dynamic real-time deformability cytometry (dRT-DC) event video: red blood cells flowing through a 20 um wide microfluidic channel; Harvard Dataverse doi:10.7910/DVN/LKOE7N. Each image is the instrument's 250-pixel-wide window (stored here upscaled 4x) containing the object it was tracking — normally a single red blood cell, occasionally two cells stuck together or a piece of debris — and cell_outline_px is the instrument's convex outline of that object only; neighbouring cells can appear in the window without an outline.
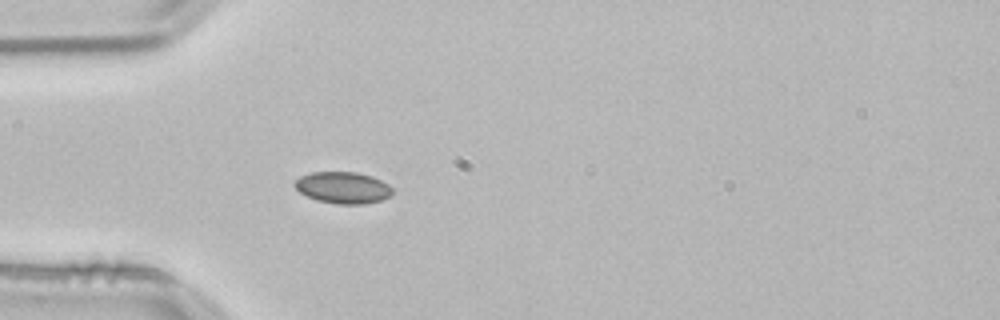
{"species": "common noctule bat (a hibernating species)", "species_latin": "Nyctalus noctula", "temperature_condition": "room temperature", "stored_images_in_passage": 39, "camera_frame_rate_fps": 3000, "um_per_image_px": 0.085, "animal": {"sex": "male", "body_mass_g": 21.5, "forearm_length_mm": 52.0}, "frame": {"image": 1, "passage_image": 1, "time_ms": 0.0, "image_size_px": [1000, 320], "cell_outline_px": [[392, 192], [388, 196], [380, 200], [364, 204], [336, 204], [316, 200], [300, 192], [292, 184], [300, 176], [312, 172], [356, 172], [372, 176], [388, 184], [392, 188]], "centroid_in_image_um": [29.12, 15.94], "position_along_channel_um": 55.9, "area_um2": 17.92}}
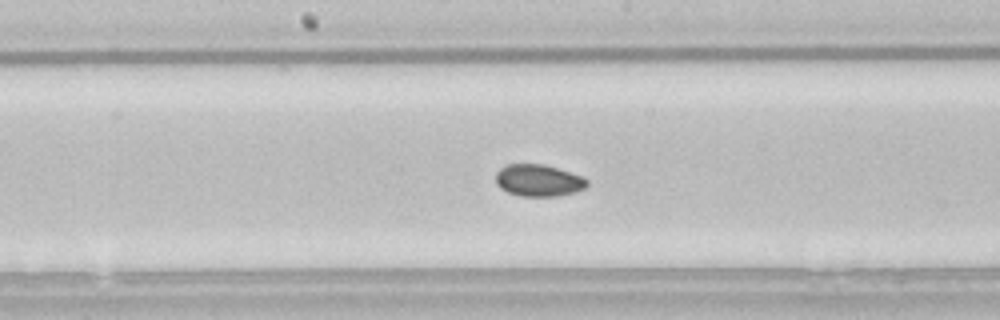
{"frame": {"image": 2, "passage_image": 13, "time_ms": 4.0, "image_size_px": [1000, 320], "cell_outline_px": [[588, 184], [584, 188], [576, 192], [556, 196], [520, 196], [508, 192], [500, 188], [496, 184], [496, 172], [500, 168], [508, 164], [544, 164], [584, 176], [588, 180]], "centroid_in_image_um": [45.78, 15.33], "position_along_channel_um": 202.4, "area_um2": 17.11}}
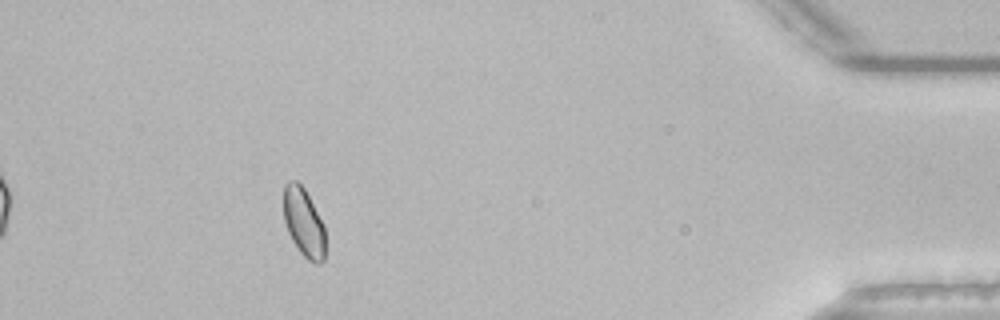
{"frame": {"image": 3, "passage_image": 34, "time_ms": 11.0, "image_size_px": [1000, 320], "cell_outline_px": [[324, 260], [320, 264], [316, 264], [308, 260], [300, 252], [292, 240], [288, 232], [284, 220], [284, 184], [288, 180], [296, 180], [304, 188], [324, 224]], "centroid_in_image_um": [25.81, 18.9], "position_along_channel_um": 409.4, "area_um2": 16.65}, "authors_computed_cell_mechanics": {"area_um2": 17.051, "velocity_mm_per_s": 3.7886, "shape_relaxation_time_tau1_ms": 1.8974, "shape_relaxation_time_tau2_ms": null, "deformation_change_tau1": 0.0489, "deformation_change_tau2": null}}